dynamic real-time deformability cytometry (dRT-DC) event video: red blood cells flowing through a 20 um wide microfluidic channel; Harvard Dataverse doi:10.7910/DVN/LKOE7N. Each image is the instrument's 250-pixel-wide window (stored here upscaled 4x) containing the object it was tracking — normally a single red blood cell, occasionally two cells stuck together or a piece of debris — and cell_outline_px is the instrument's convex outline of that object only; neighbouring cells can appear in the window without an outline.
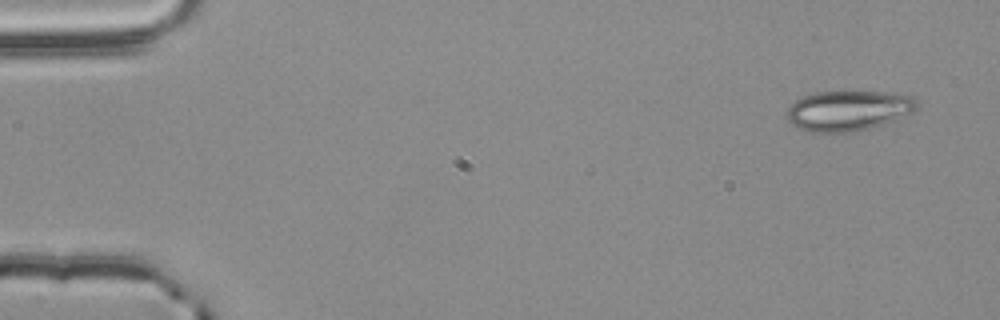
{"species": "common noctule bat (a hibernating species)", "species_latin": "Nyctalus noctula", "temperature_condition": "room temperature", "stored_images_in_passage": 53, "camera_frame_rate_fps": 3000, "um_per_image_px": 0.085, "animal": {"sex": "male", "body_mass_g": 20.4}, "frame": {"image": 1, "passage_image": 1, "time_ms": 0.0, "image_size_px": [1000, 320], "cell_outline_px": [[920, 104], [912, 112], [896, 120], [856, 132], [804, 132], [792, 124], [784, 116], [788, 108], [796, 100], [804, 96], [816, 92], [848, 88], [884, 92], [912, 96]], "centroid_in_image_um": [72.09, 9.36], "position_along_channel_um": 12.9, "area_um2": 31.62}}
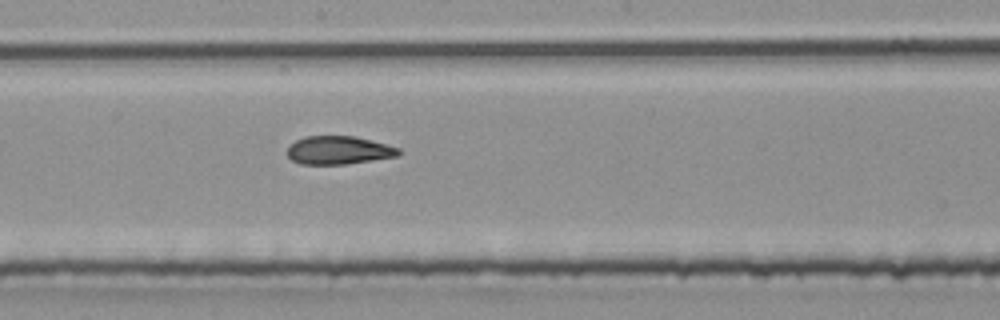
{"frame": {"image": 2, "passage_image": 28, "time_ms": 9.0, "image_size_px": [1000, 320], "cell_outline_px": [[404, 152], [400, 156], [344, 164], [300, 164], [292, 160], [288, 156], [288, 144], [304, 136], [352, 136], [400, 148]], "centroid_in_image_um": [28.78, 12.77], "position_along_channel_um": 219.4, "area_um2": 18.32}}
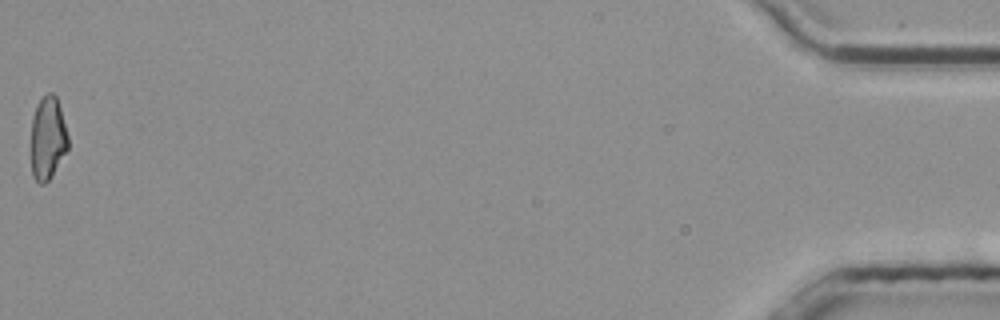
{"frame": {"image": 3, "passage_image": 53, "time_ms": 17.333, "image_size_px": [1000, 320], "cell_outline_px": [[68, 148], [52, 176], [44, 184], [40, 184], [32, 176], [32, 116], [36, 104], [48, 92], [52, 92], [56, 96], [60, 108], [68, 136]], "centroid_in_image_um": [4.06, 11.74], "position_along_channel_um": 431.1, "area_um2": 17.8}, "authors_computed_cell_mechanics": {"area_um2": 19.1318, "velocity_mm_per_s": 3.7919, "shape_relaxation_time_tau1_ms": null, "shape_relaxation_time_tau2_ms": 2.1932, "deformation_change_tau1": null, "deformation_change_tau2": 0.0955}}